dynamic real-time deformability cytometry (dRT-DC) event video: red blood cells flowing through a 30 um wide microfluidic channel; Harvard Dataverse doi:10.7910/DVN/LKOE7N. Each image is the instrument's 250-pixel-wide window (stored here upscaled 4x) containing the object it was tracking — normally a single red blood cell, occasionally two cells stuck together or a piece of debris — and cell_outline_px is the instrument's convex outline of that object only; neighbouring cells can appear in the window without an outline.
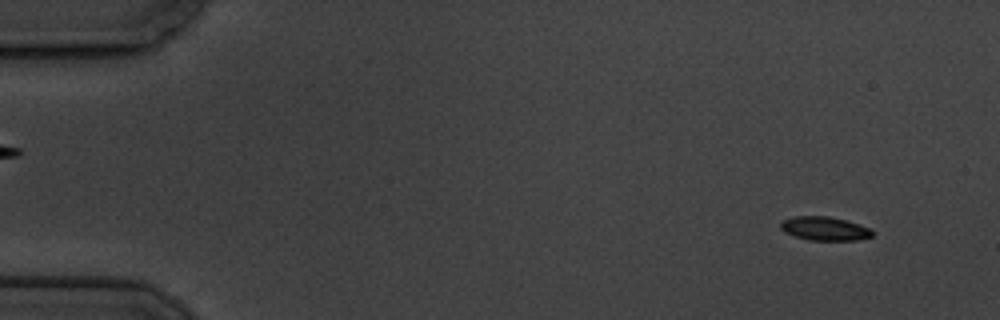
{"species": "common noctule bat (a hibernating species)", "species_latin": "Nyctalus noctula", "temperature_condition": "cold", "stored_images_in_passage": 6, "camera_frame_rate_fps": 3000, "um_per_image_px": 0.085, "animal": {"sex": "male", "body_mass_g": 19.5, "forearm_length_mm": 54.6}, "frame": {"image": 1, "passage_image": 1, "time_ms": 0.0, "image_size_px": [1000, 320], "cell_outline_px": [[872, 236], [856, 240], [808, 240], [784, 232], [780, 228], [780, 224], [784, 220], [796, 216], [828, 216], [860, 224], [872, 228]], "centroid_in_image_um": [70.11, 19.43], "position_along_channel_um": 14.9, "area_um2": 12.6}}
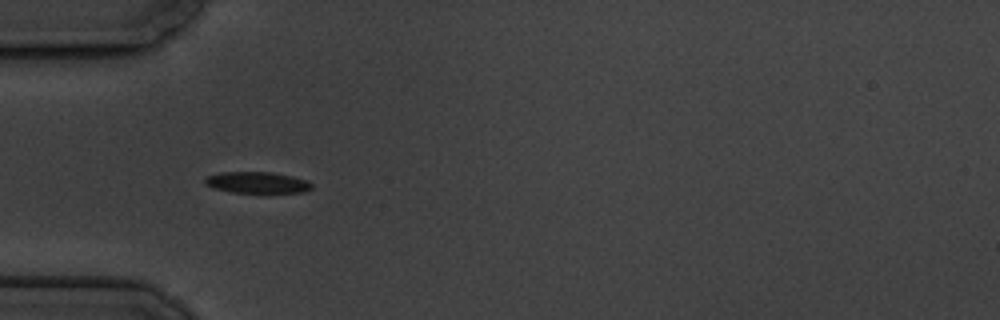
{"frame": {"image": 2, "passage_image": 5, "time_ms": 4.667, "image_size_px": [1000, 320], "cell_outline_px": [[312, 188], [304, 192], [232, 192], [212, 188], [204, 184], [204, 180], [208, 176], [220, 172], [272, 172], [292, 176], [308, 180], [312, 184]], "centroid_in_image_um": [21.85, 15.51], "position_along_channel_um": 63.2, "area_um2": 13.24}}